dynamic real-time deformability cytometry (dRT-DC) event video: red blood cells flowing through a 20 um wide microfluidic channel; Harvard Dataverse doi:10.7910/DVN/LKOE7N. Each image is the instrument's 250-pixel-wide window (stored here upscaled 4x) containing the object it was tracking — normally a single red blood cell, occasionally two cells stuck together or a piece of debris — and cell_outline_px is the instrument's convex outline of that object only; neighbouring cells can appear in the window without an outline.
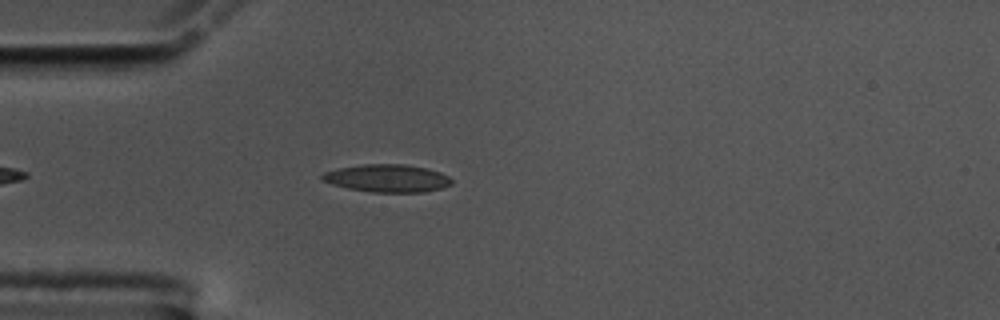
{"species": "common noctule bat (a hibernating species)", "species_latin": "Nyctalus noctula", "temperature_condition": "cold", "stored_images_in_passage": 42, "camera_frame_rate_fps": 3000, "um_per_image_px": 0.085, "animal": {"sex": "male", "body_mass_g": 17.5, "forearm_length_mm": 52.3}, "frame": {"image": 1, "passage_image": 6, "time_ms": 1.667, "image_size_px": [1000, 320], "cell_outline_px": [[452, 184], [440, 188], [424, 192], [372, 192], [348, 188], [332, 184], [320, 180], [320, 176], [324, 172], [340, 168], [364, 164], [404, 164], [424, 168], [440, 172], [448, 176], [452, 180]], "centroid_in_image_um": [32.9, 15.15], "position_along_channel_um": 52.1, "area_um2": 20.75}}
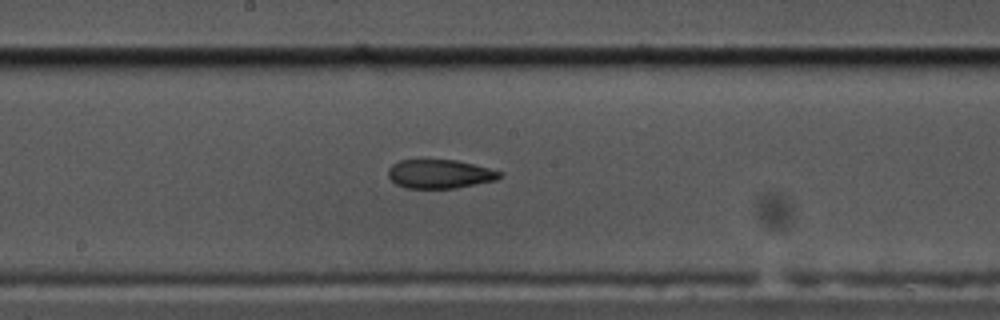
{"frame": {"image": 2, "passage_image": 20, "time_ms": 6.333, "image_size_px": [1000, 320], "cell_outline_px": [[504, 172], [496, 180], [456, 188], [408, 188], [396, 184], [388, 176], [388, 168], [392, 164], [400, 160], [420, 156], [456, 160]], "centroid_in_image_um": [37.32, 14.73], "position_along_channel_um": 210.9, "area_um2": 19.42}}
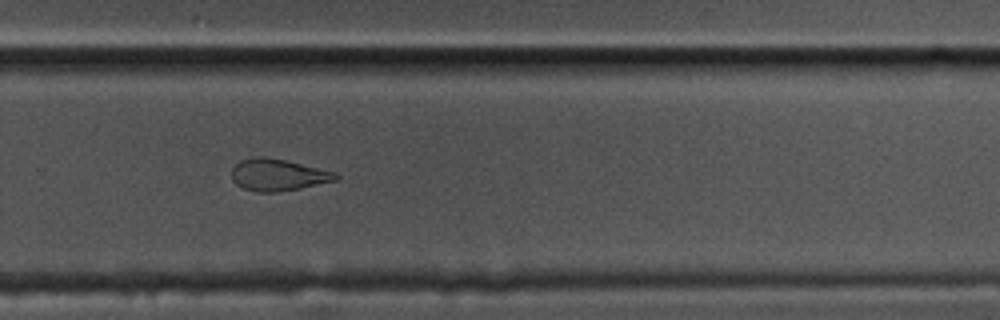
{"frame": {"image": 3, "passage_image": 28, "time_ms": 9.0, "image_size_px": [1000, 320], "cell_outline_px": [[340, 176], [336, 180], [300, 188], [276, 192], [256, 192], [244, 188], [236, 184], [232, 180], [232, 168], [240, 160], [252, 156], [264, 156], [284, 160], [336, 172]], "centroid_in_image_um": [23.6, 14.86], "position_along_channel_um": 306.2, "area_um2": 19.25}, "authors_computed_cell_mechanics": {"area_um2": 20.0566, "velocity_mm_per_s": 3.5772, "shape_relaxation_time_tau1_ms": null, "shape_relaxation_time_tau2_ms": 4.4344, "deformation_change_tau1": null, "deformation_change_tau2": 0.1232}}